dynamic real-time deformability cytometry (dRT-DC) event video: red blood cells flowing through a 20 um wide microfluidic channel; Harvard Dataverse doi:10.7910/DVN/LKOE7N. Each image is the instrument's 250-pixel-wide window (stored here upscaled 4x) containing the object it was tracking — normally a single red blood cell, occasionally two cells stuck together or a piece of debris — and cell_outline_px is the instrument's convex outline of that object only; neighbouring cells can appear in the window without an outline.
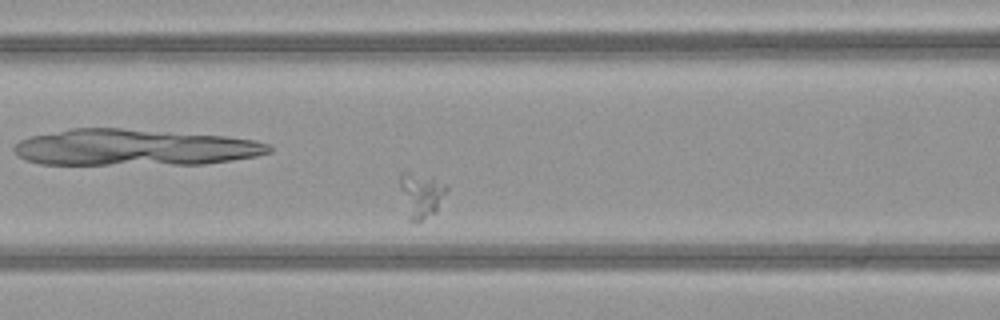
{"species": "common noctule bat (a hibernating species)", "species_latin": "Nyctalus noctula", "temperature_condition": "warm", "stored_images_in_passage": 12, "camera_frame_rate_fps": 3000, "um_per_image_px": 0.085, "animal": {"sex": "female", "body_mass_g": 21.9}, "frame": {"image": 1, "passage_image": 9, "time_ms": 2.667, "image_size_px": [1000, 320], "cell_outline_px": [[448, 188], [436, 212], [420, 220], [408, 220], [400, 188], [400, 176], [404, 172], [408, 172], [432, 176], [444, 184]], "centroid_in_image_um": [35.79, 16.56], "position_along_channel_um": 130.8, "area_um2": 12.02}}